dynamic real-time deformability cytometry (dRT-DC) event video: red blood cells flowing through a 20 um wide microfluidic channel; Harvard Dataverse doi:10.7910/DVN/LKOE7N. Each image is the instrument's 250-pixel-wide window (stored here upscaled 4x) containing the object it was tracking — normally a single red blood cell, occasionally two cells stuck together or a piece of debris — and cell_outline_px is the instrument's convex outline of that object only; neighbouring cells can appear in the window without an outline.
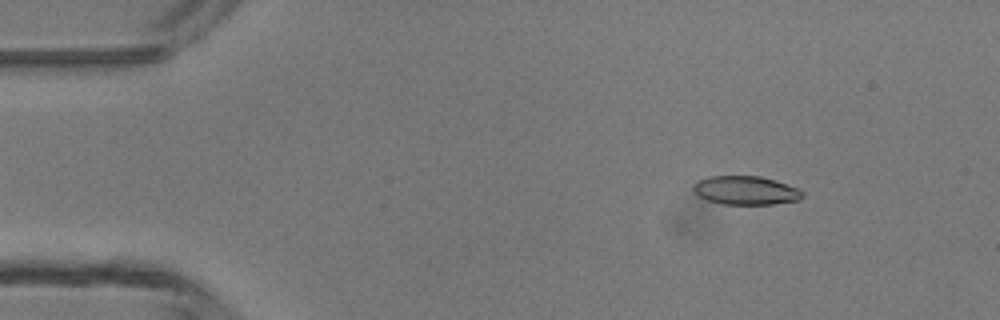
{"species": "common noctule bat (a hibernating species)", "species_latin": "Nyctalus noctula", "temperature_condition": "room temperature", "stored_images_in_passage": 4, "camera_frame_rate_fps": 3000, "um_per_image_px": 0.085, "animal": {"sex": "male", "body_mass_g": 13.3}, "frame": {"image": 1, "passage_image": 2, "time_ms": 1.333, "image_size_px": [1000, 320], "cell_outline_px": [[804, 196], [800, 200], [772, 204], [724, 204], [708, 200], [700, 196], [692, 188], [696, 180], [708, 176], [760, 176], [776, 180], [800, 188], [804, 192]], "centroid_in_image_um": [63.43, 16.17], "position_along_channel_um": 21.6, "area_um2": 18.38}}
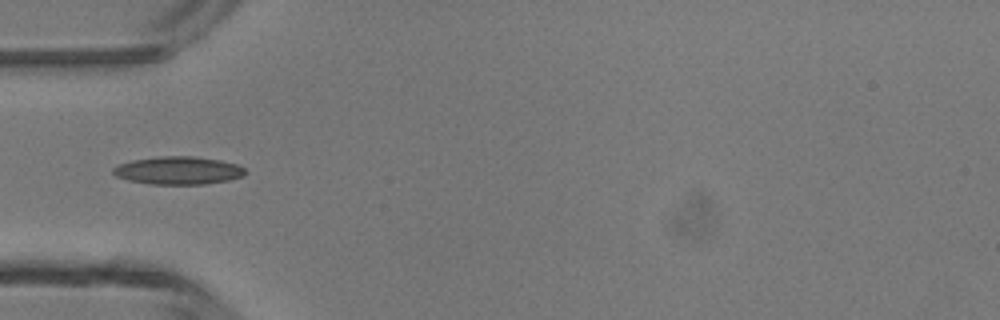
{"frame": {"image": 2, "passage_image": 4, "time_ms": 4.333, "image_size_px": [1000, 320], "cell_outline_px": [[248, 172], [244, 176], [228, 180], [204, 184], [148, 184], [128, 180], [116, 176], [112, 172], [112, 168], [120, 164], [132, 160], [156, 156], [196, 156], [220, 160], [236, 164], [244, 168]], "centroid_in_image_um": [15.16, 14.48], "position_along_channel_um": 69.8, "area_um2": 21.62}}